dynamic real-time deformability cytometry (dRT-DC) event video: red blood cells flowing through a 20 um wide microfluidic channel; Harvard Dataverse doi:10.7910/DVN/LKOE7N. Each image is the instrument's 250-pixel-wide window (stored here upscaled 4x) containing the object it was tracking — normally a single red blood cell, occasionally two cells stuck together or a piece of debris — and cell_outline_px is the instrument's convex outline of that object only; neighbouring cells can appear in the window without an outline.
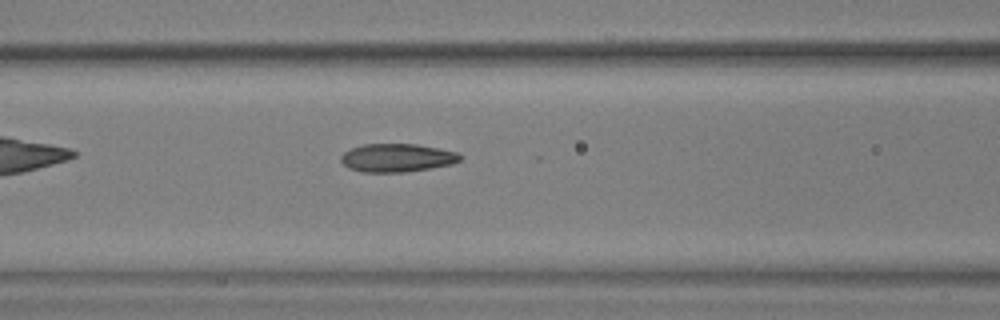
{"species": "common noctule bat (a hibernating species)", "species_latin": "Nyctalus noctula", "temperature_condition": "warm", "stored_images_in_passage": 38, "camera_frame_rate_fps": 3000, "um_per_image_px": 0.085, "animal": {"sex": "male", "body_mass_g": 17.9, "forearm_length_mm": 54.2}, "frame": {"image": 1, "passage_image": 6, "time_ms": 1.667, "image_size_px": [1000, 320], "cell_outline_px": [[464, 156], [460, 160], [452, 164], [432, 168], [404, 172], [360, 172], [348, 168], [340, 160], [340, 156], [344, 152], [352, 148], [364, 144], [416, 144], [456, 152]], "centroid_in_image_um": [33.74, 13.42], "position_along_channel_um": 132.9, "area_um2": 19.65}}
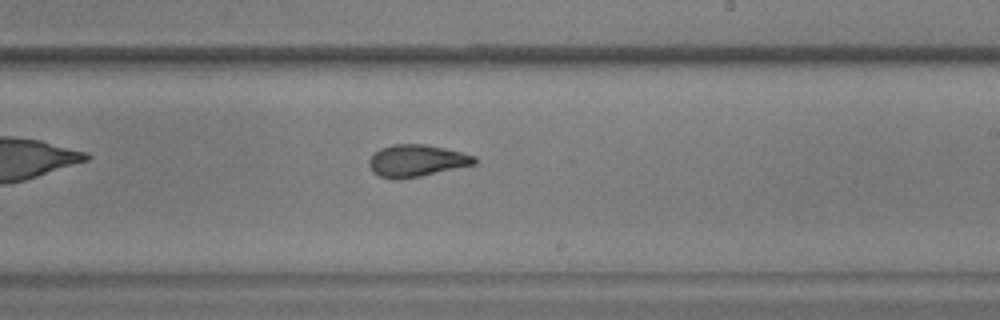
{"frame": {"image": 2, "passage_image": 16, "time_ms": 5.0, "image_size_px": [1000, 320], "cell_outline_px": [[476, 164], [420, 176], [400, 180], [392, 180], [380, 176], [372, 172], [368, 164], [368, 160], [380, 148], [392, 144], [424, 144], [444, 148], [476, 156]], "centroid_in_image_um": [35.37, 13.67], "position_along_channel_um": 253.6, "area_um2": 19.71}}
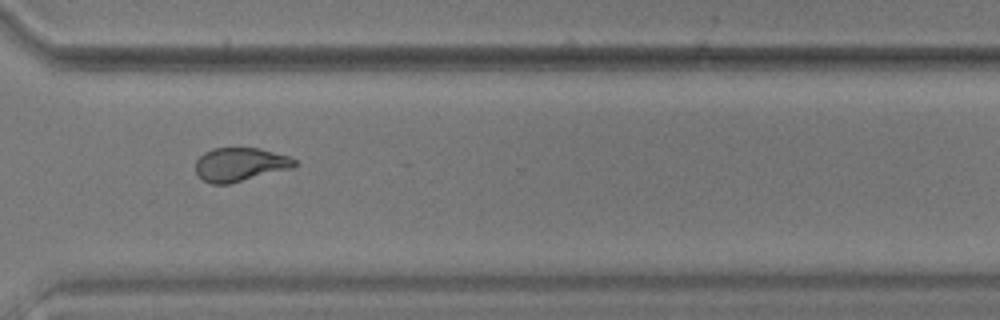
{"frame": {"image": 3, "passage_image": 24, "time_ms": 7.667, "image_size_px": [1000, 320], "cell_outline_px": [[296, 164], [292, 168], [228, 184], [212, 184], [204, 180], [196, 172], [196, 160], [204, 152], [212, 148], [260, 148], [288, 156], [296, 160]], "centroid_in_image_um": [20.39, 13.97], "position_along_channel_um": 350.2, "area_um2": 19.25}, "authors_computed_cell_mechanics": {"area_um2": 19.7387, "velocity_mm_per_s": 3.6259, "shape_relaxation_time_tau1_ms": 10.4619, "shape_relaxation_time_tau2_ms": 1.454, "deformation_change_tau1": 0.2583, "deformation_change_tau2": 0.0752}}